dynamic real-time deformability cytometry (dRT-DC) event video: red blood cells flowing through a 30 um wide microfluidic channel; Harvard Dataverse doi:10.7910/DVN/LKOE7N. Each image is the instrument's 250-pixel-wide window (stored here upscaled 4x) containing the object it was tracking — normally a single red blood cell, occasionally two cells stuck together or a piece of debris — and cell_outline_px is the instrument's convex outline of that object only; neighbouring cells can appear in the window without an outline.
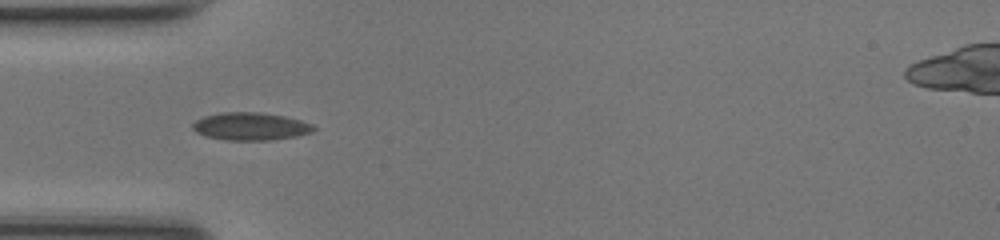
{"species": "common noctule bat (a hibernating species)", "species_latin": "Nyctalus noctula", "temperature_condition": "room temperature", "stored_images_in_passage": 34, "camera_frame_rate_fps": 3000, "um_per_image_px": 0.085, "animal": {"sex": "female", "body_mass_g": 17.0, "forearm_length_mm": 48.0}, "frame": {"image": 1, "passage_image": 1, "time_ms": 0.0, "image_size_px": [1000, 240], "cell_outline_px": [[316, 128], [312, 132], [296, 136], [268, 140], [224, 140], [204, 136], [196, 132], [192, 128], [192, 124], [196, 120], [204, 116], [220, 112], [260, 112], [284, 116], [300, 120], [312, 124]], "centroid_in_image_um": [21.27, 10.74], "position_along_channel_um": 63.7, "area_um2": 19.59}}
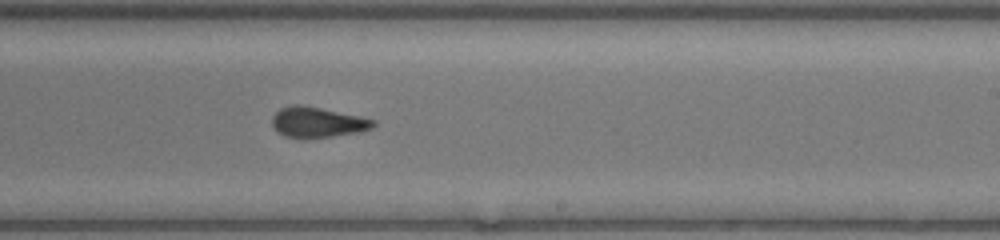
{"frame": {"image": 2, "passage_image": 15, "time_ms": 4.667, "image_size_px": [1000, 240], "cell_outline_px": [[376, 124], [372, 128], [360, 132], [304, 140], [284, 136], [276, 132], [272, 124], [272, 116], [280, 108], [292, 104], [300, 104], [360, 116], [376, 120]], "centroid_in_image_um": [26.95, 10.41], "position_along_channel_um": 262.0, "area_um2": 18.32}}
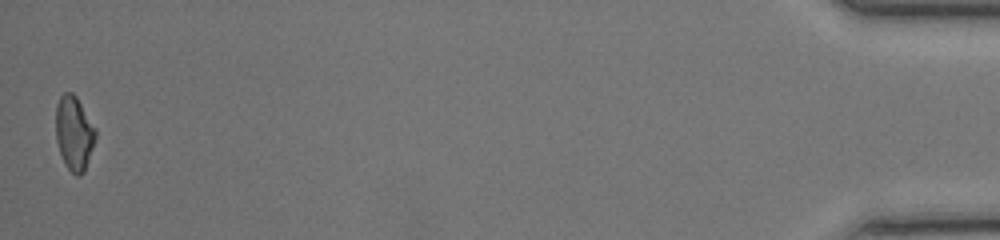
{"frame": {"image": 3, "passage_image": 34, "time_ms": 11.0, "image_size_px": [1000, 240], "cell_outline_px": [[96, 136], [84, 172], [80, 176], [76, 176], [64, 164], [56, 140], [56, 104], [60, 96], [64, 92], [72, 92], [76, 96], [96, 128]], "centroid_in_image_um": [6.29, 11.31], "position_along_channel_um": 428.9, "area_um2": 17.17}, "authors_computed_cell_mechanics": {"area_um2": 18.1203, "velocity_mm_per_s": 4.253, "shape_relaxation_time_tau1_ms": null, "shape_relaxation_time_tau2_ms": 0.7143, "deformation_change_tau1": null, "deformation_change_tau2": 0.0437}}